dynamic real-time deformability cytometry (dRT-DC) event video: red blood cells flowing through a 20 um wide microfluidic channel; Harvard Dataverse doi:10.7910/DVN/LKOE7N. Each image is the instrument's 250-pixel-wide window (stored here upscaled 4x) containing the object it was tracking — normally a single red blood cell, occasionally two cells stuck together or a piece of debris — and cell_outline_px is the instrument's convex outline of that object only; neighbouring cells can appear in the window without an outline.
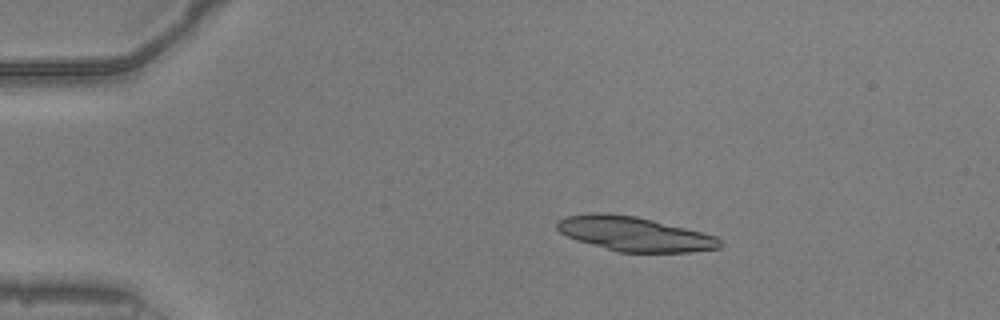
{"species": "common noctule bat (a hibernating species)", "species_latin": "Nyctalus noctula", "temperature_condition": "warm", "stored_images_in_passage": 43, "segment_of_instrument_passage": [1, 2], "camera_frame_rate_fps": 3000, "um_per_image_px": 0.085, "animal": {"sex": "male", "body_mass_g": 20.5, "forearm_length_mm": 52.5}, "frame": {"image": 1, "passage_image": 2, "time_ms": 0.333, "image_size_px": [1000, 320], "cell_outline_px": [[724, 244], [720, 248], [692, 252], [620, 252], [576, 240], [560, 232], [556, 228], [556, 220], [564, 216], [592, 212], [604, 212], [636, 216], [716, 236]], "centroid_in_image_um": [53.88, 19.87], "position_along_channel_um": 31.1, "area_um2": 32.66}}